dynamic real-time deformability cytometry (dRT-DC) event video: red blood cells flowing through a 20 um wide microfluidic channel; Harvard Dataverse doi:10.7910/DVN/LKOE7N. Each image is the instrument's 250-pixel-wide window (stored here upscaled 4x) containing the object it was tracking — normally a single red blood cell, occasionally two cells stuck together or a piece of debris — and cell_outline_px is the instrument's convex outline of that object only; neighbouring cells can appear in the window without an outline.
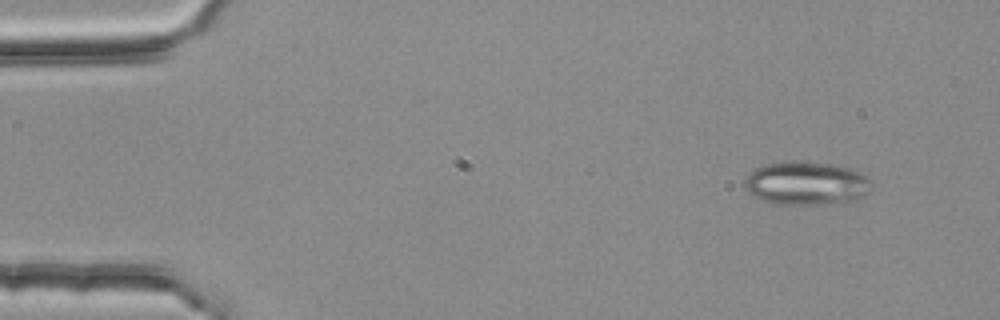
{"species": "common noctule bat (a hibernating species)", "species_latin": "Nyctalus noctula", "temperature_condition": "room temperature", "stored_images_in_passage": 3, "camera_frame_rate_fps": 3000, "um_per_image_px": 0.085, "animal": {"sex": "female", "body_mass_g": 25.1}, "frame": {"image": 1, "passage_image": 1, "time_ms": 0.0, "image_size_px": [1000, 320], "cell_outline_px": [[872, 188], [868, 192], [852, 200], [812, 204], [776, 204], [764, 200], [748, 192], [744, 188], [744, 180], [756, 168], [768, 164], [832, 164], [848, 168], [860, 172], [868, 180]], "centroid_in_image_um": [68.52, 15.61], "position_along_channel_um": 16.5, "area_um2": 30.52}}